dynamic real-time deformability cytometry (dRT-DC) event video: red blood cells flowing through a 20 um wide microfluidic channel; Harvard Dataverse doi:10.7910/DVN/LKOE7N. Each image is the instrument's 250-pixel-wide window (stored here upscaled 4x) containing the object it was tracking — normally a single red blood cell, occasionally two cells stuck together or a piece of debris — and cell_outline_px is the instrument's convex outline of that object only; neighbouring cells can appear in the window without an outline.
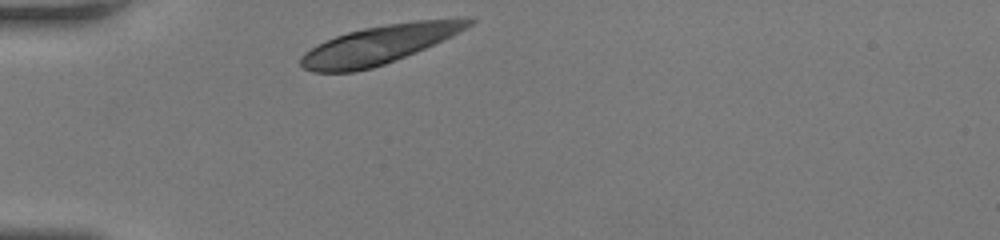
{"species": "human", "species_latin": "Homo sapiens", "temperature_condition": "room temperature", "stored_images_in_passage": 27, "camera_frame_rate_fps": 3000, "um_per_image_px": 0.085, "donor": {"sex": "female"}, "frame": {"image": 1, "passage_image": 1, "time_ms": 0.0, "image_size_px": [1000, 240], "cell_outline_px": [[476, 20], [472, 24], [452, 36], [416, 52], [384, 64], [372, 68], [352, 72], [312, 72], [304, 68], [300, 64], [300, 56], [304, 52], [316, 44], [336, 36], [348, 32], [364, 28], [388, 24], [416, 20], [472, 16]], "centroid_in_image_um": [32.27, 3.77], "position_along_channel_um": 52.7, "area_um2": 37.74}}
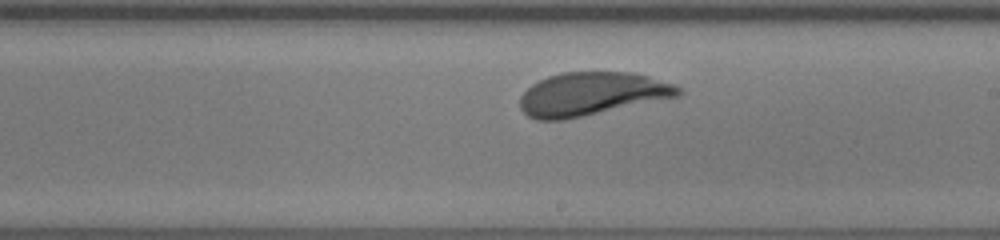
{"frame": {"image": 2, "passage_image": 16, "time_ms": 5.0, "image_size_px": [1000, 240], "cell_outline_px": [[684, 92], [680, 96], [564, 120], [536, 120], [528, 116], [520, 108], [520, 96], [532, 84], [548, 76], [564, 72], [632, 72], [648, 76], [672, 84], [680, 88]], "centroid_in_image_um": [50.28, 7.99], "position_along_channel_um": 238.7, "area_um2": 39.82}}
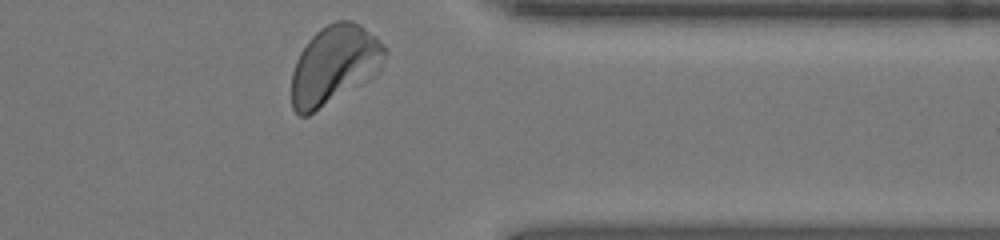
{"frame": {"image": 3, "passage_image": 27, "time_ms": 8.667, "image_size_px": [1000, 240], "cell_outline_px": [[388, 52], [380, 68], [372, 76], [308, 116], [300, 116], [292, 108], [292, 72], [296, 60], [300, 52], [308, 40], [320, 28], [336, 20], [352, 20], [360, 24], [376, 36], [388, 48]], "centroid_in_image_um": [28.42, 5.48], "position_along_channel_um": 383.0, "area_um2": 42.6}, "authors_computed_cell_mechanics": {"area_um2": 39.882, "velocity_mm_per_s": 4.0991, "shape_relaxation_time_tau1_ms": 2.3404, "shape_relaxation_time_tau2_ms": null, "deformation_change_tau1": 0.118, "deformation_change_tau2": null}}